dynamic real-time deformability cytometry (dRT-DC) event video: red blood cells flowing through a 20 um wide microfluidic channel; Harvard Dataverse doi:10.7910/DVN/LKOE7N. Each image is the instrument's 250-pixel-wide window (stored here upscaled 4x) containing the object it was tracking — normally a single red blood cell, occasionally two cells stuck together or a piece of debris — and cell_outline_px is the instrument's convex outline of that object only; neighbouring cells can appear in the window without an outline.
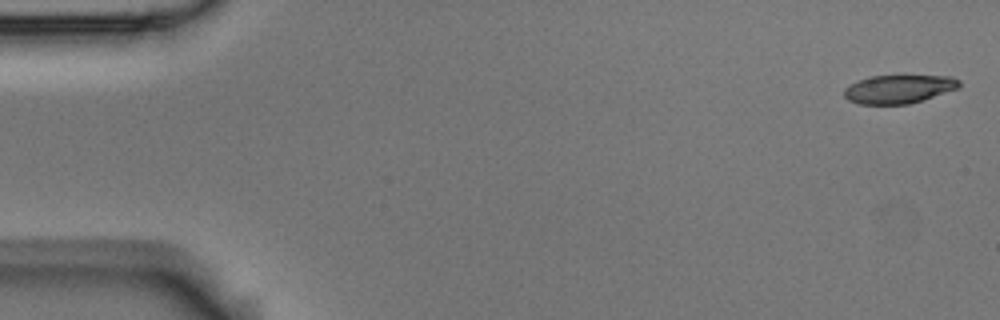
{"species": "Egyptian fruit bat (a non-hibernating species)", "species_latin": "Rousettus aegyptiacus", "temperature_condition": "room temperature", "stored_images_in_passage": 5, "camera_frame_rate_fps": 3000, "um_per_image_px": 0.085, "animal": {"sex": "male"}, "frame": {"image": 1, "passage_image": 1, "time_ms": 0.0, "image_size_px": [1000, 320], "cell_outline_px": [[960, 88], [908, 104], [860, 104], [848, 100], [844, 96], [844, 88], [860, 80], [872, 76], [904, 72], [952, 76], [960, 80]], "centroid_in_image_um": [76.47, 7.5], "position_along_channel_um": 8.5, "area_um2": 20.06}}
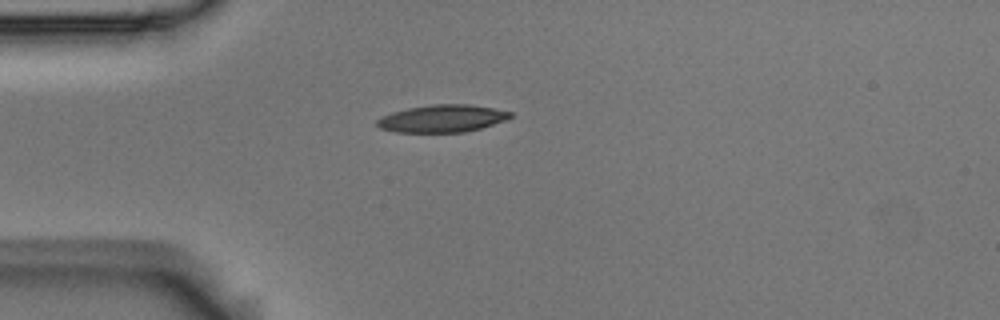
{"frame": {"image": 2, "passage_image": 4, "time_ms": 1.0, "image_size_px": [1000, 320], "cell_outline_px": [[512, 116], [504, 120], [480, 128], [464, 132], [396, 132], [380, 128], [376, 124], [376, 120], [392, 112], [408, 108], [432, 104], [468, 104], [492, 108], [512, 112]], "centroid_in_image_um": [37.57, 10.07], "position_along_channel_um": 47.4, "area_um2": 21.04}}